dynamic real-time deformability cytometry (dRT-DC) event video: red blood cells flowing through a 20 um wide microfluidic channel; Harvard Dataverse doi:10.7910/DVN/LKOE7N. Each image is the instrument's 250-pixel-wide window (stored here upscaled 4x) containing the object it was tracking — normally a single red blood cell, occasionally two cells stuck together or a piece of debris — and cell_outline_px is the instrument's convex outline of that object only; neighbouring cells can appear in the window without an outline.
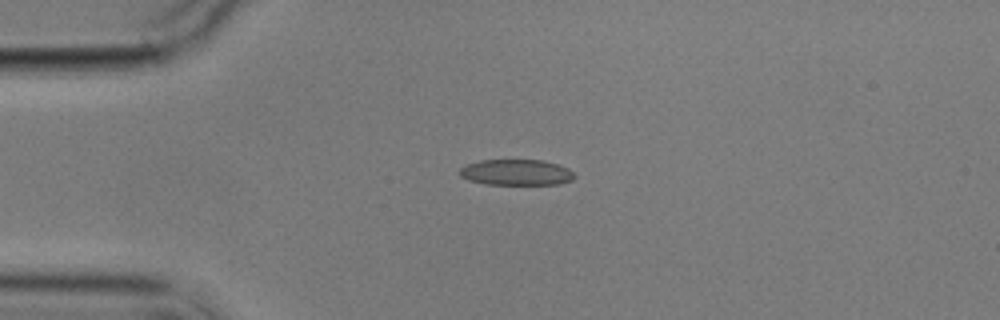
{"species": "common noctule bat (a hibernating species)", "species_latin": "Nyctalus noctula", "temperature_condition": "cold", "stored_images_in_passage": 5, "camera_frame_rate_fps": 3000, "um_per_image_px": 0.085, "animal": {"sex": "male", "body_mass_g": 17.9}, "frame": {"image": 1, "passage_image": 3, "time_ms": 2.333, "image_size_px": [1000, 320], "cell_outline_px": [[576, 176], [572, 180], [560, 184], [488, 184], [468, 180], [460, 176], [460, 168], [468, 164], [480, 160], [544, 160], [568, 168]], "centroid_in_image_um": [43.9, 14.65], "position_along_channel_um": 41.1, "area_um2": 17.22}}
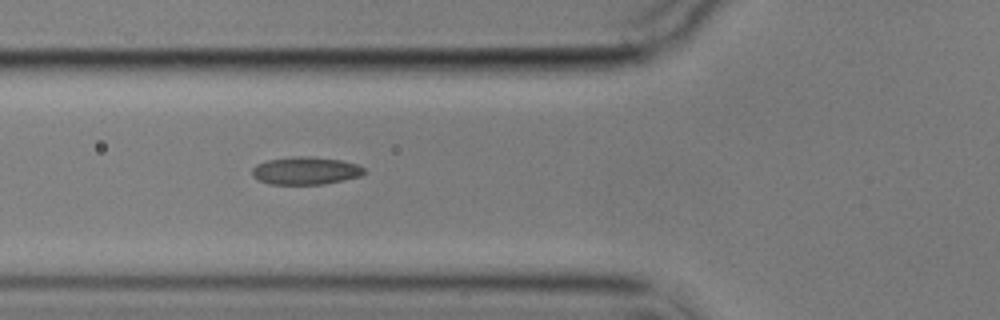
{"frame": {"image": 2, "passage_image": 5, "time_ms": 4.667, "image_size_px": [1000, 320], "cell_outline_px": [[364, 172], [360, 176], [324, 184], [268, 184], [252, 176], [252, 168], [256, 164], [268, 160], [292, 156], [308, 156], [340, 160], [356, 164], [364, 168]], "centroid_in_image_um": [25.94, 14.5], "position_along_channel_um": 99.9, "area_um2": 17.98}}